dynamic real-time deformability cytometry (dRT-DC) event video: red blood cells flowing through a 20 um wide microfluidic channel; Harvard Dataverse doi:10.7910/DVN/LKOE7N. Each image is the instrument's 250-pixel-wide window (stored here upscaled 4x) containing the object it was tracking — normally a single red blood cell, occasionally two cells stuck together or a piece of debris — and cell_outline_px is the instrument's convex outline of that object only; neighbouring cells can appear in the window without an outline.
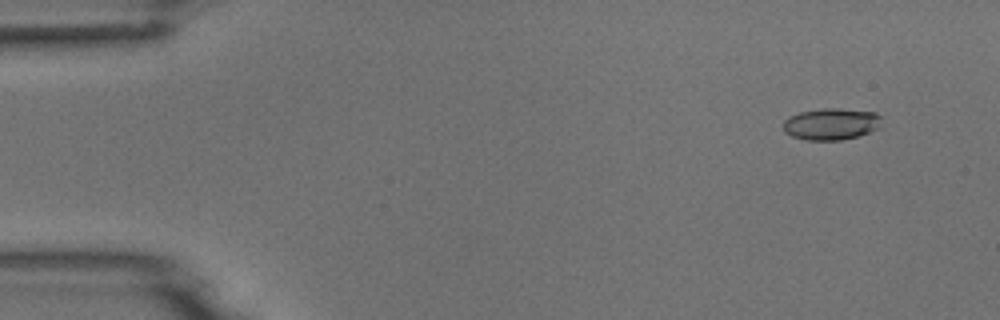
{"species": "common noctule bat (a hibernating species)", "species_latin": "Nyctalus noctula", "temperature_condition": "room temperature", "stored_images_in_passage": 3, "camera_frame_rate_fps": 3000, "um_per_image_px": 0.085, "animal": {"sex": "male", "body_mass_g": 18.8}, "frame": {"image": 1, "passage_image": 2, "time_ms": 1.333, "image_size_px": [1000, 320], "cell_outline_px": [[880, 128], [856, 136], [840, 140], [808, 140], [792, 136], [784, 132], [780, 124], [788, 116], [800, 112], [824, 108], [840, 108], [876, 112], [880, 116]], "centroid_in_image_um": [70.6, 10.53], "position_along_channel_um": 14.4, "area_um2": 18.32}}